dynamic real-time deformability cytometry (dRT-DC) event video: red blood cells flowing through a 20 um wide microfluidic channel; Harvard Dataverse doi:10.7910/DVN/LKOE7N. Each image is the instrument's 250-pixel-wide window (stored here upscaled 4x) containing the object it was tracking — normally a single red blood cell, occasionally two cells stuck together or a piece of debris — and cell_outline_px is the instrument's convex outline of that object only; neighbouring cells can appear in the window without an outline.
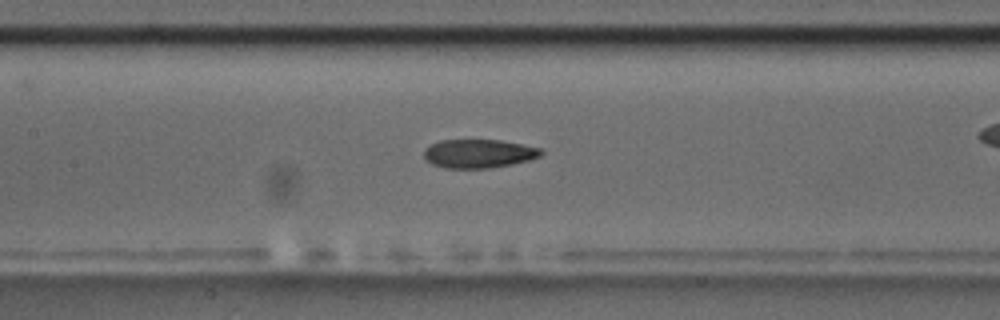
{"species": "common noctule bat (a hibernating species)", "species_latin": "Nyctalus noctula", "temperature_condition": "room temperature", "stored_images_in_passage": 7, "segment_of_instrument_passage": [2, 2], "camera_frame_rate_fps": 3000, "um_per_image_px": 0.085, "animal": {"sex": "male", "body_mass_g": 17.5, "forearm_length_mm": 52.3}, "frame": {"image": 1, "passage_image": 7, "time_ms": 7.0, "image_size_px": [1000, 320], "cell_outline_px": [[544, 152], [540, 156], [528, 160], [512, 164], [488, 168], [444, 168], [432, 164], [424, 160], [424, 148], [440, 140], [500, 140], [540, 148]], "centroid_in_image_um": [40.65, 13.06], "position_along_channel_um": 166.8, "area_um2": 19.54}}